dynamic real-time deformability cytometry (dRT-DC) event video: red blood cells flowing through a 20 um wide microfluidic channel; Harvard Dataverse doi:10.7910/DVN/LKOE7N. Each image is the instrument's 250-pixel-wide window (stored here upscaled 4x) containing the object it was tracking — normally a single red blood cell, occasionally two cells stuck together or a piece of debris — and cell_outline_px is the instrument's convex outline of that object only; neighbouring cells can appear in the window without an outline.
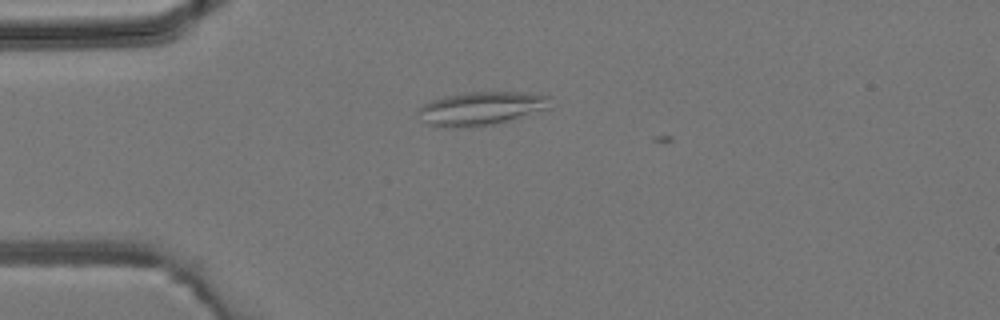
{"species": "common noctule bat (a hibernating species)", "species_latin": "Nyctalus noctula", "temperature_condition": "room temperature", "stored_images_in_passage": 4, "camera_frame_rate_fps": 3000, "um_per_image_px": 0.085, "animal": {"sex": "male", "body_mass_g": 19.2, "forearm_length_mm": 51.8}, "frame": {"image": 1, "passage_image": 3, "time_ms": 2.333, "image_size_px": [1000, 320], "cell_outline_px": [[552, 108], [496, 124], [472, 128], [440, 128], [428, 124], [420, 120], [416, 112], [424, 104], [432, 100], [444, 96], [468, 92], [540, 92], [552, 96]], "centroid_in_image_um": [40.96, 9.23], "position_along_channel_um": 44.0, "area_um2": 26.76}}